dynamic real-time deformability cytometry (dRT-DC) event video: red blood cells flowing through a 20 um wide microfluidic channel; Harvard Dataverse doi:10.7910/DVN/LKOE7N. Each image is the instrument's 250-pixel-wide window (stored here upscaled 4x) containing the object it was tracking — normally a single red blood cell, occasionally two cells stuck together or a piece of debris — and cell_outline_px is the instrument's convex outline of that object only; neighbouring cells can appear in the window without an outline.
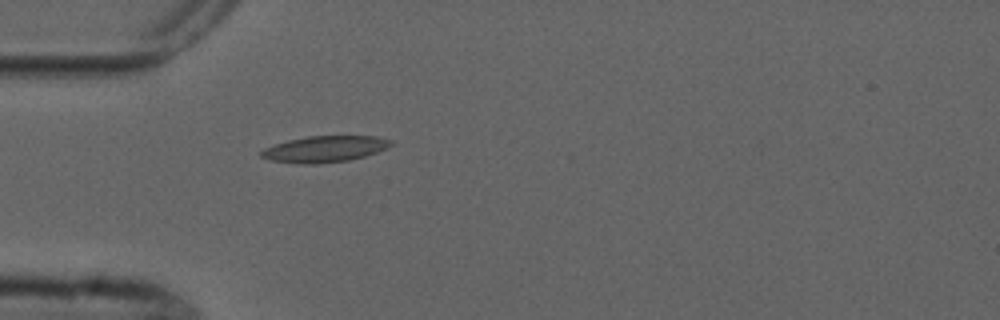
{"species": "common noctule bat (a hibernating species)", "species_latin": "Nyctalus noctula", "temperature_condition": "cold", "stored_images_in_passage": 4, "camera_frame_rate_fps": 3000, "um_per_image_px": 0.085, "animal": {"sex": "male", "forearm_length_mm": 52.5}, "frame": {"image": 1, "passage_image": 4, "time_ms": 4.333, "image_size_px": [1000, 320], "cell_outline_px": [[392, 144], [376, 152], [364, 156], [348, 160], [316, 164], [300, 164], [268, 160], [260, 156], [260, 152], [264, 148], [288, 140], [308, 136], [376, 136], [392, 140]], "centroid_in_image_um": [27.55, 12.67], "position_along_channel_um": 57.4, "area_um2": 19.71}}